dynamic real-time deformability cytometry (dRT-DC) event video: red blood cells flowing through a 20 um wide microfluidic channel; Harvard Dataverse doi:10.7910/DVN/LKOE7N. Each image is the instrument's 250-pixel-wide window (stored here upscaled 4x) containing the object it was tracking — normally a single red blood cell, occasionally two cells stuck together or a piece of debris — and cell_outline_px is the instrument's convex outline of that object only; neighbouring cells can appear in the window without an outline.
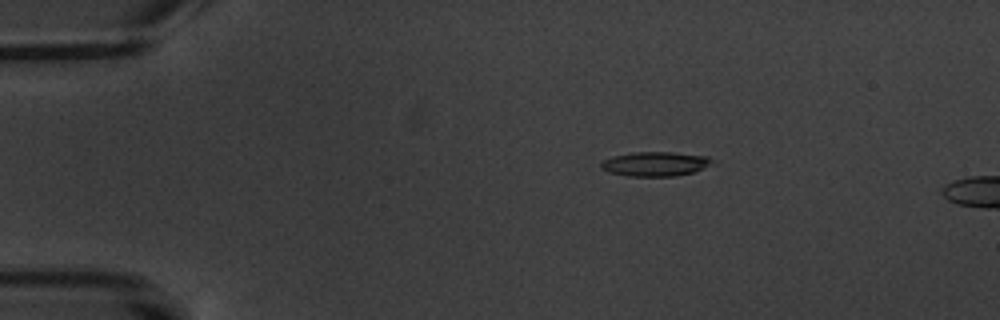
{"species": "common noctule bat (a hibernating species)", "species_latin": "Nyctalus noctula", "temperature_condition": "warm", "stored_images_in_passage": 5, "camera_frame_rate_fps": 3000, "um_per_image_px": 0.085, "animal": {"sex": "male", "body_mass_g": 20.1, "forearm_length_mm": 53.5}, "frame": {"image": 1, "passage_image": 5, "time_ms": 5.667, "image_size_px": [1000, 320], "cell_outline_px": [[712, 160], [708, 164], [692, 172], [676, 176], [628, 176], [608, 172], [600, 168], [600, 164], [604, 160], [612, 156], [632, 152], [672, 152], [708, 156]], "centroid_in_image_um": [55.61, 13.93], "position_along_channel_um": 29.4, "area_um2": 15.61}}